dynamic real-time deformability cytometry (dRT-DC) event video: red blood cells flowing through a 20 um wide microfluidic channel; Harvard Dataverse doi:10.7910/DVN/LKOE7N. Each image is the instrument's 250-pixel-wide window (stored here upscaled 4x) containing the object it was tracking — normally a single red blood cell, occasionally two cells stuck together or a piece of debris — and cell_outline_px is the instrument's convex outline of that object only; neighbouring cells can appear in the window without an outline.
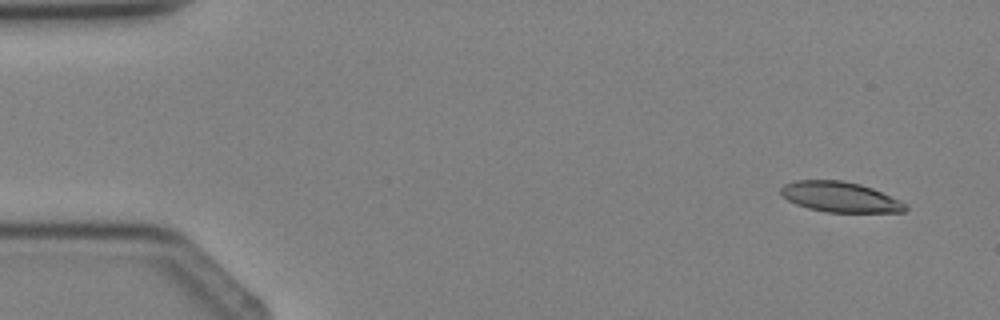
{"species": "Egyptian fruit bat (a non-hibernating species)", "species_latin": "Rousettus aegyptiacus", "temperature_condition": "cold", "stored_images_in_passage": 4, "camera_frame_rate_fps": 3000, "um_per_image_px": 0.085, "animal": {"sex": "female"}, "frame": {"image": 1, "passage_image": 1, "time_ms": 0.0, "image_size_px": [1000, 320], "cell_outline_px": [[908, 208], [904, 212], [828, 212], [808, 208], [796, 204], [788, 200], [780, 192], [780, 188], [784, 184], [796, 180], [844, 180], [860, 184], [872, 188], [900, 200], [908, 204]], "centroid_in_image_um": [71.42, 16.74], "position_along_channel_um": 13.6, "area_um2": 22.02}}
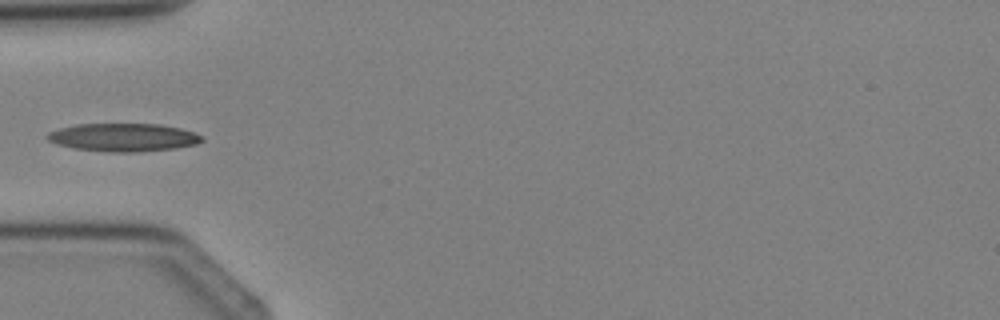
{"frame": {"image": 2, "passage_image": 4, "time_ms": 3.333, "image_size_px": [1000, 320], "cell_outline_px": [[204, 140], [196, 144], [176, 148], [136, 152], [108, 152], [76, 148], [56, 144], [48, 140], [44, 136], [48, 132], [60, 128], [76, 124], [160, 124], [180, 128], [204, 136]], "centroid_in_image_um": [10.48, 11.67], "position_along_channel_um": 74.5, "area_um2": 25.32}}